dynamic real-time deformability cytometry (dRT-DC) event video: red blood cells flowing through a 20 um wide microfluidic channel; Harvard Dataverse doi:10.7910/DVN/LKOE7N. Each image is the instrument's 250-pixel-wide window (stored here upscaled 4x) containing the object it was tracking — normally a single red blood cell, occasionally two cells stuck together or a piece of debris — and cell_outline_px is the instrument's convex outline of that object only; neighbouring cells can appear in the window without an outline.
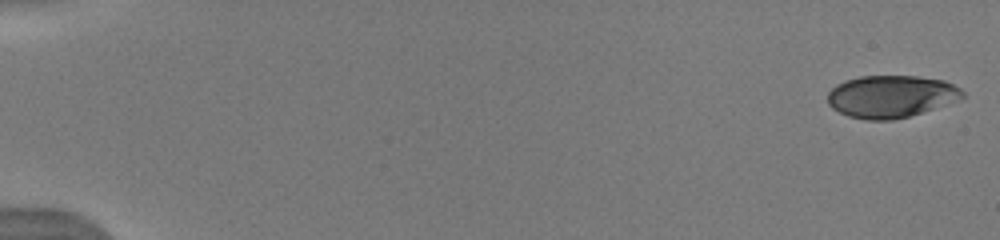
{"species": "human", "species_latin": "Homo sapiens", "temperature_condition": "warm", "stored_images_in_passage": 11, "camera_frame_rate_fps": 3000, "um_per_image_px": 0.085, "donor": {"sex": "male"}, "frame": {"image": 1, "passage_image": 1, "time_ms": 0.0, "image_size_px": [1000, 240], "cell_outline_px": [[964, 96], [956, 100], [908, 116], [892, 120], [868, 120], [848, 116], [832, 108], [828, 104], [828, 92], [836, 84], [844, 80], [860, 76], [916, 76], [944, 80], [960, 88], [964, 92]], "centroid_in_image_um": [75.69, 8.18], "position_along_channel_um": 9.3, "area_um2": 32.95}}
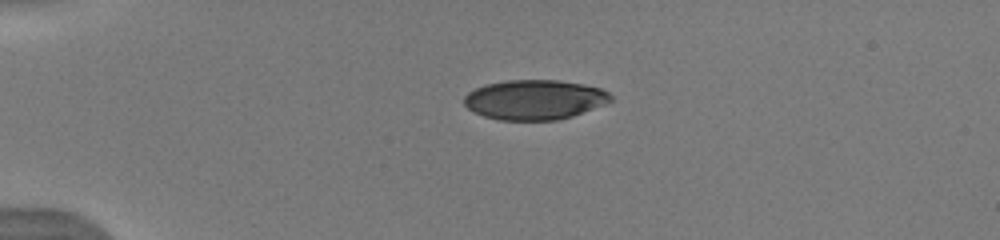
{"frame": {"image": 2, "passage_image": 6, "time_ms": 4.0, "image_size_px": [1000, 240], "cell_outline_px": [[612, 100], [604, 104], [572, 116], [556, 120], [500, 120], [484, 116], [468, 108], [464, 104], [464, 96], [468, 92], [484, 84], [508, 80], [560, 80], [584, 84], [600, 88], [608, 92], [612, 96]], "centroid_in_image_um": [45.43, 8.46], "position_along_channel_um": 39.6, "area_um2": 33.93}}
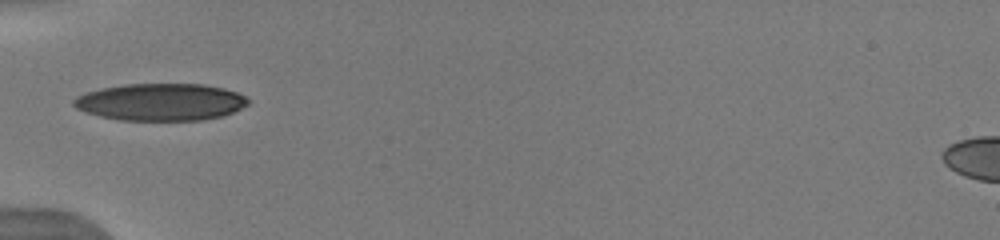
{"frame": {"image": 3, "passage_image": 8, "time_ms": 6.0, "image_size_px": [1000, 240], "cell_outline_px": [[248, 104], [224, 116], [204, 120], [120, 120], [100, 116], [84, 112], [76, 108], [72, 104], [72, 100], [76, 96], [100, 88], [124, 84], [204, 84], [224, 88], [236, 92], [244, 96], [248, 100]], "centroid_in_image_um": [13.63, 8.67], "position_along_channel_um": 71.4, "area_um2": 37.86}}